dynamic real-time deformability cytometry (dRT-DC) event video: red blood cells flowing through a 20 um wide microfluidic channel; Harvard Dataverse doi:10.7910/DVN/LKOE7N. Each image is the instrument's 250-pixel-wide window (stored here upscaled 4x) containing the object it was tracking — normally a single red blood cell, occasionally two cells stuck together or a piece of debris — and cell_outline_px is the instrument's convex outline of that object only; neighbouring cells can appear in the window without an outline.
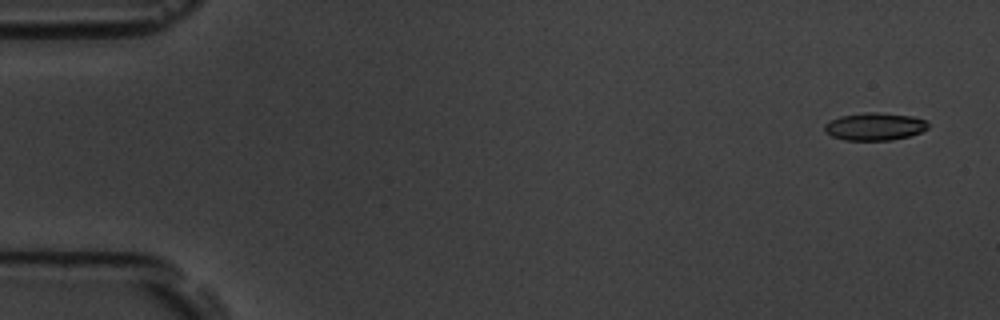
{"species": "common noctule bat (a hibernating species)", "species_latin": "Nyctalus noctula", "temperature_condition": "room temperature", "stored_images_in_passage": 4, "camera_frame_rate_fps": 3000, "um_per_image_px": 0.085, "animal": {"sex": "male", "body_mass_g": 19.5, "forearm_length_mm": 54.6}, "frame": {"image": 1, "passage_image": 1, "time_ms": 0.0, "image_size_px": [1000, 320], "cell_outline_px": [[928, 128], [920, 132], [908, 136], [892, 140], [844, 140], [832, 136], [824, 132], [824, 124], [840, 116], [864, 112], [880, 112], [912, 116], [924, 120], [928, 124]], "centroid_in_image_um": [74.32, 10.75], "position_along_channel_um": 10.7, "area_um2": 16.65}}